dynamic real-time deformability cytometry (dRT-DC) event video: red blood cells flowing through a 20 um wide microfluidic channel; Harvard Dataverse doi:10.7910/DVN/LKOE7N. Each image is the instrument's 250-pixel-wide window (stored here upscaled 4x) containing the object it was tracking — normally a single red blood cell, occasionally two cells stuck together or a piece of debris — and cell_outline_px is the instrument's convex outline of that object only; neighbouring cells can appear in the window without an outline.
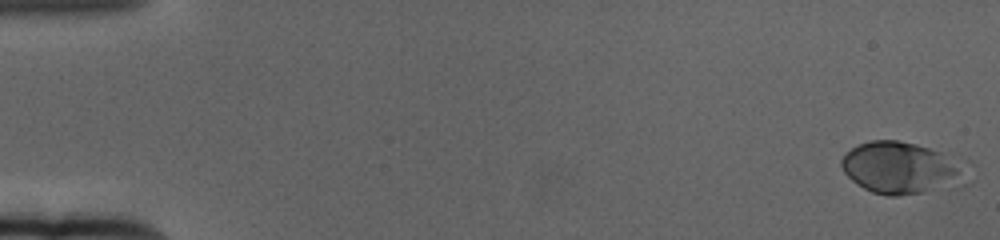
{"species": "human", "species_latin": "Homo sapiens", "temperature_condition": "cold", "stored_images_in_passage": 61, "camera_frame_rate_fps": 3000, "um_per_image_px": 0.085, "donor": {"sex": "female"}, "frame": {"image": 1, "passage_image": 1, "time_ms": 0.0, "image_size_px": [1000, 240], "cell_outline_px": [[972, 164], [956, 176], [924, 192], [896, 196], [888, 196], [872, 192], [856, 184], [844, 172], [840, 164], [840, 160], [844, 152], [860, 144], [872, 140], [900, 140], [916, 144], [968, 160]], "centroid_in_image_um": [76.46, 14.2], "position_along_channel_um": 8.5, "area_um2": 36.76}}
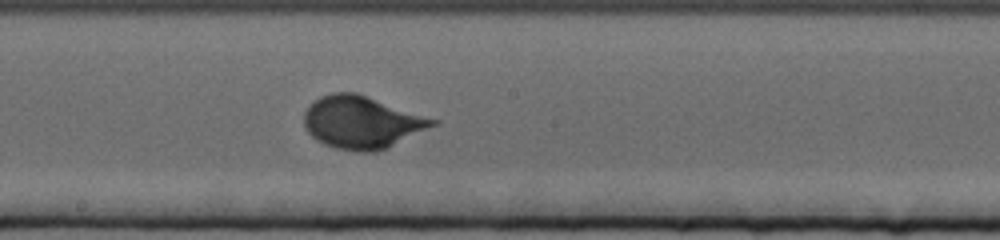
{"frame": {"image": 2, "passage_image": 34, "time_ms": 11.0, "image_size_px": [1000, 240], "cell_outline_px": [[440, 120], [436, 124], [376, 152], [356, 152], [336, 148], [324, 144], [316, 140], [308, 132], [304, 124], [304, 112], [320, 96], [332, 92], [356, 92]], "centroid_in_image_um": [30.73, 10.38], "position_along_channel_um": 217.5, "area_um2": 38.96}}
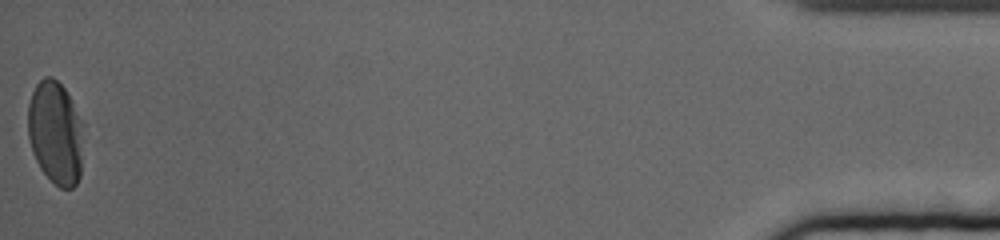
{"frame": {"image": 3, "passage_image": 61, "time_ms": 20.0, "image_size_px": [1000, 240], "cell_outline_px": [[84, 124], [80, 176], [76, 184], [72, 188], [60, 188], [40, 168], [32, 152], [28, 136], [28, 104], [32, 92], [36, 84], [44, 76], [52, 76], [64, 88]], "centroid_in_image_um": [4.72, 11.27], "position_along_channel_um": 430.5, "area_um2": 33.52}, "authors_computed_cell_mechanics": {"area_um2": 34.6222, "velocity_mm_per_s": 3.3396, "shape_relaxation_time_tau1_ms": 2.7215, "shape_relaxation_time_tau2_ms": null, "deformation_change_tau1": 0.1478, "deformation_change_tau2": null}}